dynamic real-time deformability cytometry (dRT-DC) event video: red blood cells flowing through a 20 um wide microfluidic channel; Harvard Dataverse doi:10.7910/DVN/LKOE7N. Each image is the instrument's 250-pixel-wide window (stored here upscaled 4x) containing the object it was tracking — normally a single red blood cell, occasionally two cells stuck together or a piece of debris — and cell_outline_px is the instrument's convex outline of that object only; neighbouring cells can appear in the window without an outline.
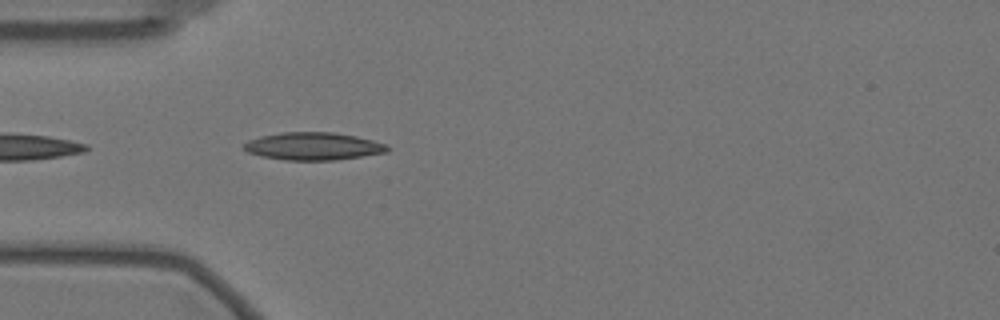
{"species": "Egyptian fruit bat (a non-hibernating species)", "species_latin": "Rousettus aegyptiacus", "temperature_condition": "warm", "stored_images_in_passage": 26, "camera_frame_rate_fps": 3000, "um_per_image_px": 0.085, "animal": {"sex": "female"}, "frame": {"image": 1, "passage_image": 2, "time_ms": 0.333, "image_size_px": [1000, 320], "cell_outline_px": [[388, 152], [336, 160], [284, 160], [260, 156], [248, 152], [244, 148], [244, 144], [248, 140], [260, 136], [284, 132], [332, 132], [356, 136], [388, 144]], "centroid_in_image_um": [26.63, 12.43], "position_along_channel_um": 58.4, "area_um2": 23.12}}
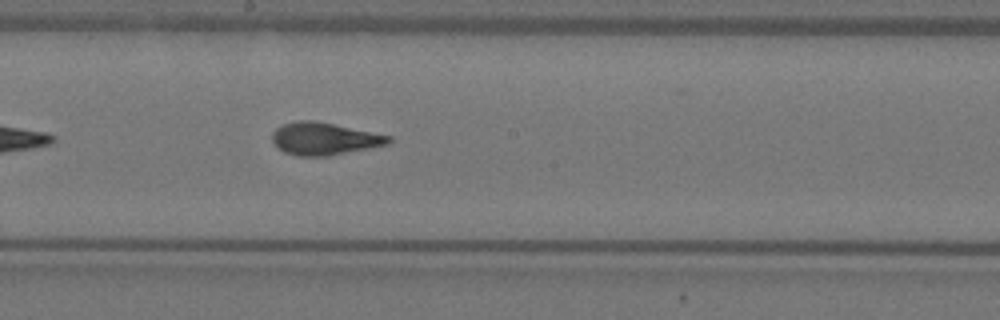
{"frame": {"image": 2, "passage_image": 16, "time_ms": 5.0, "image_size_px": [1000, 320], "cell_outline_px": [[392, 140], [388, 144], [328, 156], [296, 156], [284, 152], [272, 140], [272, 132], [276, 128], [284, 124], [300, 120], [312, 120], [392, 136]], "centroid_in_image_um": [27.55, 11.8], "position_along_channel_um": 220.7, "area_um2": 21.68}}
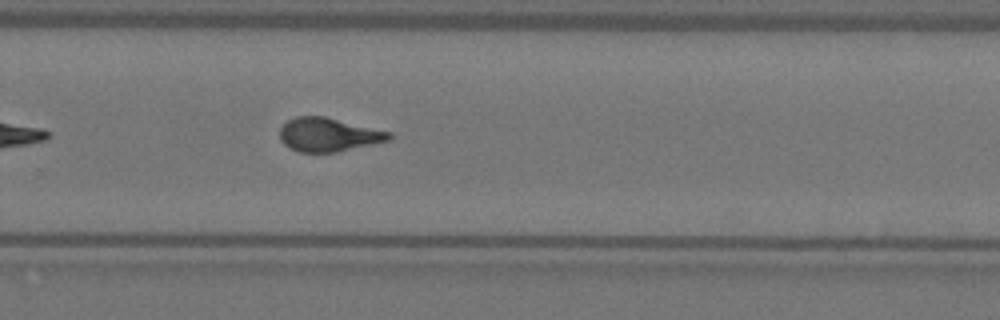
{"frame": {"image": 3, "passage_image": 23, "time_ms": 7.333, "image_size_px": [1000, 320], "cell_outline_px": [[392, 136], [388, 140], [336, 152], [300, 152], [288, 148], [280, 140], [280, 128], [288, 120], [296, 116], [324, 116], [392, 132]], "centroid_in_image_um": [27.88, 11.44], "position_along_channel_um": 301.9, "area_um2": 21.33}}